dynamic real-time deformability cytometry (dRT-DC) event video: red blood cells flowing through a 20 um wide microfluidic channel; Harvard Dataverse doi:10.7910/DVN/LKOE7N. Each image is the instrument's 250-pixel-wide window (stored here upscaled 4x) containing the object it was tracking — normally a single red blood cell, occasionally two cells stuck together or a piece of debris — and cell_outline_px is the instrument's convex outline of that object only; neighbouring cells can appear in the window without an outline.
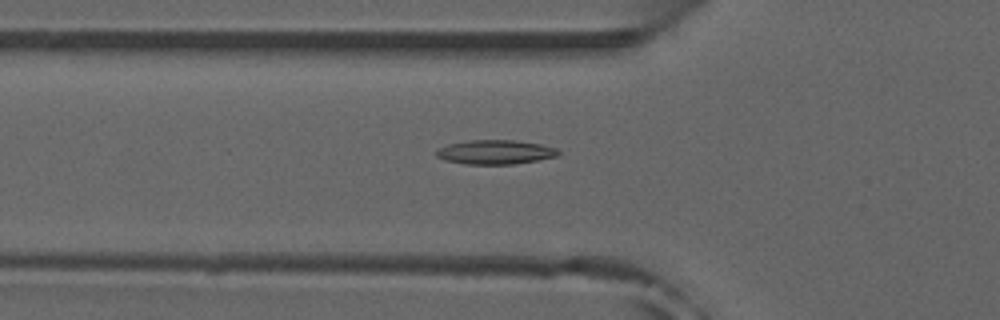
{"species": "common noctule bat (a hibernating species)", "species_latin": "Nyctalus noctula", "temperature_condition": "room temperature", "stored_images_in_passage": 41, "camera_frame_rate_fps": 3000, "um_per_image_px": 0.085, "animal": {"sex": "male", "forearm_length_mm": 52.5}, "frame": {"image": 1, "passage_image": 7, "time_ms": 2.0, "image_size_px": [1000, 320], "cell_outline_px": [[560, 152], [556, 156], [536, 160], [512, 164], [464, 164], [444, 160], [436, 156], [436, 148], [448, 144], [468, 140], [512, 140], [540, 144], [556, 148]], "centroid_in_image_um": [42.03, 12.92], "position_along_channel_um": 83.8, "area_um2": 17.17}}
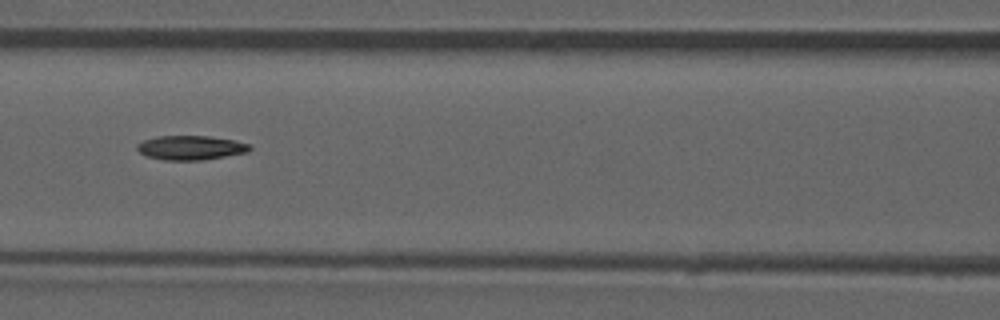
{"frame": {"image": 2, "passage_image": 12, "time_ms": 3.667, "image_size_px": [1000, 320], "cell_outline_px": [[252, 148], [248, 152], [200, 160], [164, 160], [144, 156], [136, 148], [136, 144], [144, 140], [156, 136], [208, 136], [232, 140], [248, 144]], "centroid_in_image_um": [16.15, 12.55], "position_along_channel_um": 150.5, "area_um2": 15.84}}